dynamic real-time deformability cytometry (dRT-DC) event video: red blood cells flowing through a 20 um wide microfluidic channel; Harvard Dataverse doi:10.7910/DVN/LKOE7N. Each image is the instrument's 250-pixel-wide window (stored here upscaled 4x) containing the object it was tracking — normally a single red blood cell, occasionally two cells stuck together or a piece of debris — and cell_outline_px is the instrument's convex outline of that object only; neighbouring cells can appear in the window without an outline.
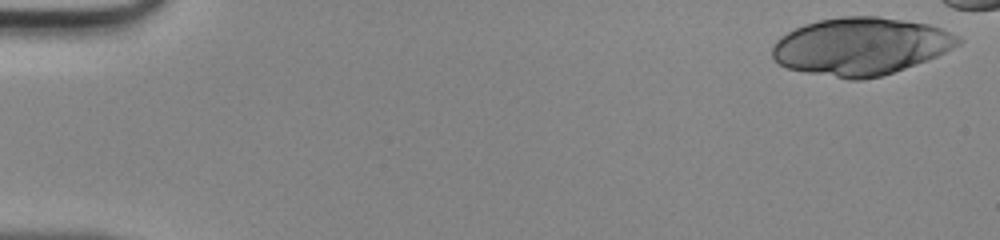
{"species": "human", "species_latin": "Homo sapiens", "temperature_condition": "room temperature", "stored_images_in_passage": 42, "segment_of_instrument_passage": [1, 2], "camera_frame_rate_fps": 3000, "um_per_image_px": 0.085, "donor": {"sex": "male"}, "frame": {"image": 1, "passage_image": 1, "time_ms": 0.0, "image_size_px": [1000, 240], "cell_outline_px": [[964, 40], [960, 44], [928, 60], [880, 76], [860, 80], [848, 80], [788, 68], [780, 64], [772, 56], [772, 48], [776, 40], [780, 36], [804, 24], [820, 20], [844, 16], [880, 16], [928, 24], [940, 28], [960, 36]], "centroid_in_image_um": [73.17, 3.93], "position_along_channel_um": 11.8, "area_um2": 62.08}}